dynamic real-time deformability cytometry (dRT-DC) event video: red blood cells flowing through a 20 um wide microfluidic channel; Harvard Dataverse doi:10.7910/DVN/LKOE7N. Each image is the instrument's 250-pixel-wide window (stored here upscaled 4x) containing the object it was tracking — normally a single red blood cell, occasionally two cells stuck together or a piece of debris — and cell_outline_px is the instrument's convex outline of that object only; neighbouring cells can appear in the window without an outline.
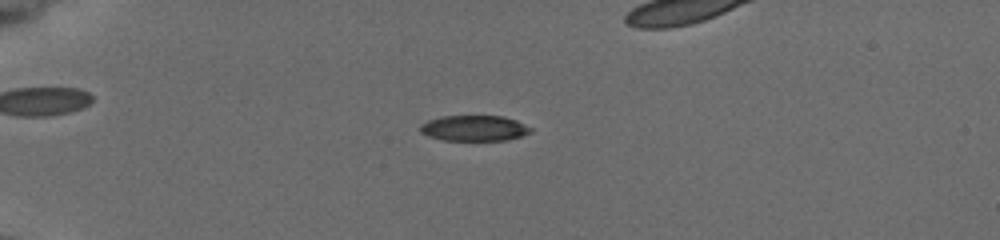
{"species": "common noctule bat (a hibernating species)", "species_latin": "Nyctalus noctula", "temperature_condition": "cold", "stored_images_in_passage": 46, "camera_frame_rate_fps": 3000, "um_per_image_px": 0.085, "animal": {"sex": "female", "body_mass_g": 19.5, "forearm_length_mm": 54.1}, "frame": {"image": 1, "passage_image": 10, "time_ms": 3.0, "image_size_px": [1000, 240], "cell_outline_px": [[532, 132], [508, 140], [444, 140], [428, 136], [420, 132], [420, 124], [428, 120], [440, 116], [504, 116], [516, 120], [532, 128]], "centroid_in_image_um": [40.3, 10.89], "position_along_channel_um": 44.7, "area_um2": 16.53}}
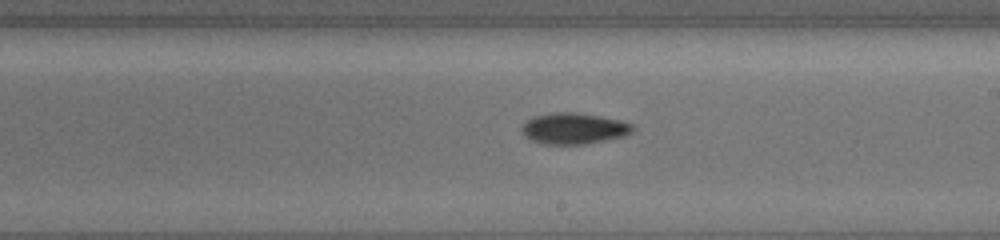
{"frame": {"image": 2, "passage_image": 29, "time_ms": 9.333, "image_size_px": [1000, 240], "cell_outline_px": [[636, 128], [632, 132], [624, 136], [584, 144], [544, 144], [532, 140], [524, 136], [520, 128], [528, 120], [536, 116], [552, 112], [568, 112], [600, 116], [620, 120], [632, 124]], "centroid_in_image_um": [48.78, 10.92], "position_along_channel_um": 240.2, "area_um2": 19.94}}
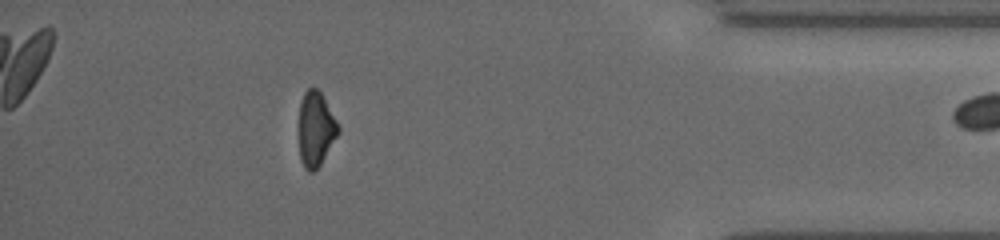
{"frame": {"image": 3, "passage_image": 45, "time_ms": 14.667, "image_size_px": [1000, 240], "cell_outline_px": [[340, 132], [320, 164], [312, 172], [308, 172], [304, 168], [300, 160], [300, 100], [304, 92], [308, 88], [316, 88], [320, 92], [340, 124]], "centroid_in_image_um": [26.86, 10.96], "position_along_channel_um": 408.3, "area_um2": 17.05}}